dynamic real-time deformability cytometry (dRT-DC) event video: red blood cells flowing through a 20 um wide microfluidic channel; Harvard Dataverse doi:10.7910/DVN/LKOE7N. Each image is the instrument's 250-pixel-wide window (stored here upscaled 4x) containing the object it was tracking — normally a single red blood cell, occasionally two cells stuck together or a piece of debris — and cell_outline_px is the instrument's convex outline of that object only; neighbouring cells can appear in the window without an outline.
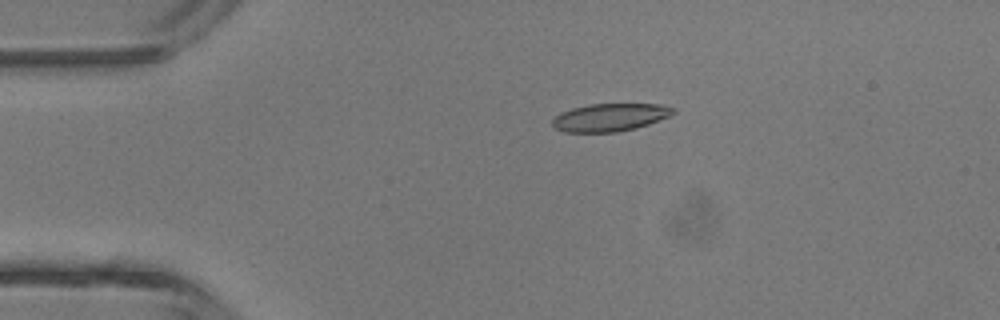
{"species": "common noctule bat (a hibernating species)", "species_latin": "Nyctalus noctula", "temperature_condition": "room temperature", "stored_images_in_passage": 2, "camera_frame_rate_fps": 3000, "um_per_image_px": 0.085, "animal": {"sex": "male", "body_mass_g": 13.3}, "frame": {"image": 1, "passage_image": 1, "time_ms": 0.0, "image_size_px": [1000, 320], "cell_outline_px": [[676, 112], [668, 116], [648, 124], [636, 128], [616, 132], [564, 132], [556, 128], [552, 124], [552, 120], [560, 112], [572, 108], [588, 104], [660, 104], [676, 108]], "centroid_in_image_um": [51.84, 9.97], "position_along_channel_um": 33.2, "area_um2": 19.54}}